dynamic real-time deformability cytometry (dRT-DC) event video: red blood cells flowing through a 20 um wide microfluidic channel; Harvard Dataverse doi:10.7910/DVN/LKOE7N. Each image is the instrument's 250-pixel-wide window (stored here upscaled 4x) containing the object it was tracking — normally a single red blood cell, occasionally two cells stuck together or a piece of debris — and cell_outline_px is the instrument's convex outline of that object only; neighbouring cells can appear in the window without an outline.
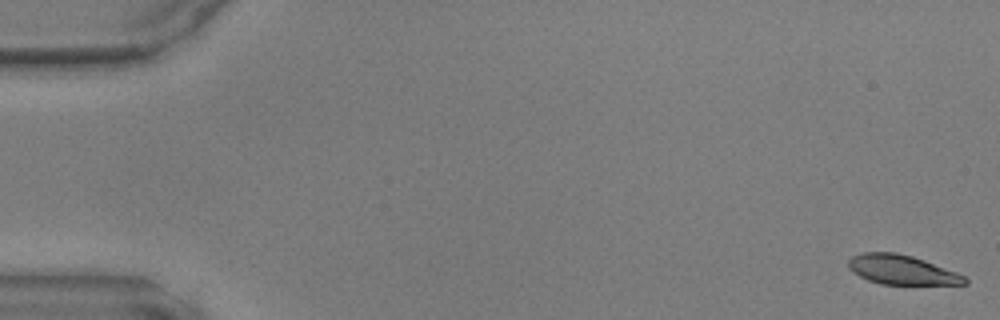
{"species": "common noctule bat (a hibernating species)", "species_latin": "Nyctalus noctula", "temperature_condition": "warm", "stored_images_in_passage": 48, "camera_frame_rate_fps": 3000, "um_per_image_px": 0.085, "animal": {"sex": "male", "body_mass_g": 17.9, "forearm_length_mm": 54.2}, "frame": {"image": 1, "passage_image": 1, "time_ms": 0.0, "image_size_px": [1000, 320], "cell_outline_px": [[968, 284], [880, 284], [868, 280], [852, 272], [848, 268], [848, 260], [852, 256], [864, 252], [896, 252], [912, 256], [924, 260], [956, 272], [964, 276], [968, 280]], "centroid_in_image_um": [76.62, 22.93], "position_along_channel_um": 8.4, "area_um2": 19.88}}
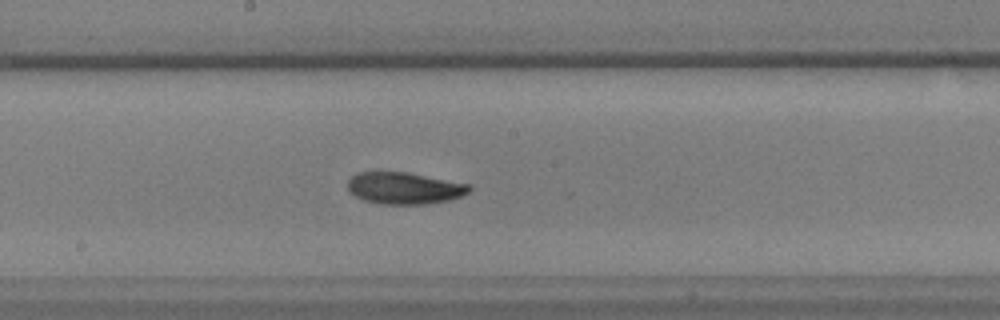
{"frame": {"image": 2, "passage_image": 26, "time_ms": 8.333, "image_size_px": [1000, 320], "cell_outline_px": [[472, 188], [468, 192], [460, 196], [448, 200], [428, 204], [380, 204], [364, 200], [348, 192], [348, 180], [352, 176], [360, 172], [408, 172], [472, 184]], "centroid_in_image_um": [34.39, 15.99], "position_along_channel_um": 213.8, "area_um2": 22.66}}
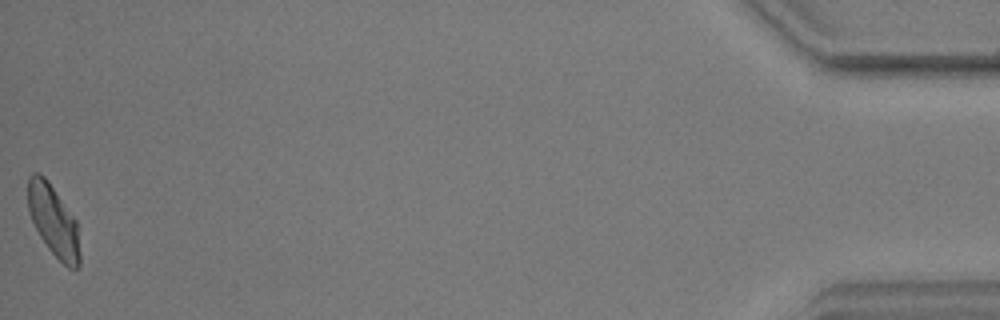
{"frame": {"image": 3, "passage_image": 48, "time_ms": 15.667, "image_size_px": [1000, 320], "cell_outline_px": [[80, 264], [76, 268], [68, 268], [48, 248], [40, 236], [28, 212], [28, 176], [32, 172], [40, 172], [48, 180], [76, 220], [80, 252]], "centroid_in_image_um": [4.53, 18.74], "position_along_channel_um": 430.7, "area_um2": 21.44}}